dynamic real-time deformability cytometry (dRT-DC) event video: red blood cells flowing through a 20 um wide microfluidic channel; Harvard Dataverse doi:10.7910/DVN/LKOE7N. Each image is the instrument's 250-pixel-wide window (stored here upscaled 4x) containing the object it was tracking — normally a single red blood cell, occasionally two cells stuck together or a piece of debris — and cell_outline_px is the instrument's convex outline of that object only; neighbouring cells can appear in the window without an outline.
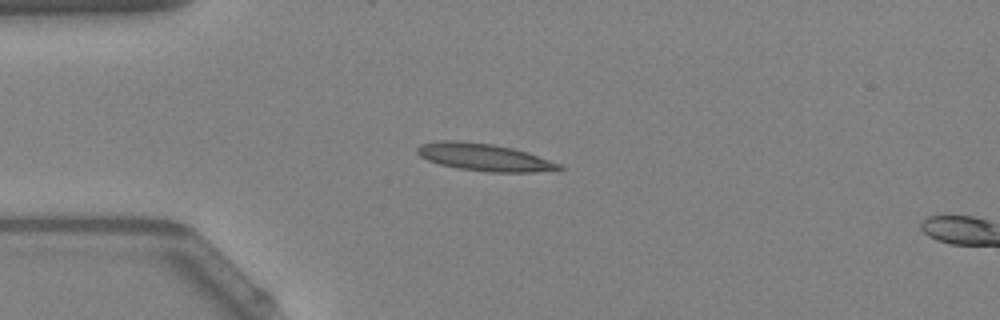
{"species": "Egyptian fruit bat (a non-hibernating species)", "species_latin": "Rousettus aegyptiacus", "temperature_condition": "warm", "stored_images_in_passage": 4, "camera_frame_rate_fps": 3000, "um_per_image_px": 0.085, "animal": {"sex": "female"}, "frame": {"image": 1, "passage_image": 1, "time_ms": 0.0, "image_size_px": [1000, 320], "cell_outline_px": [[564, 168], [560, 172], [488, 172], [460, 168], [440, 164], [428, 160], [420, 156], [416, 152], [416, 148], [420, 144], [436, 140], [460, 140], [492, 144], [512, 148], [560, 164]], "centroid_in_image_um": [41.16, 13.37], "position_along_channel_um": 43.8, "area_um2": 22.66}}